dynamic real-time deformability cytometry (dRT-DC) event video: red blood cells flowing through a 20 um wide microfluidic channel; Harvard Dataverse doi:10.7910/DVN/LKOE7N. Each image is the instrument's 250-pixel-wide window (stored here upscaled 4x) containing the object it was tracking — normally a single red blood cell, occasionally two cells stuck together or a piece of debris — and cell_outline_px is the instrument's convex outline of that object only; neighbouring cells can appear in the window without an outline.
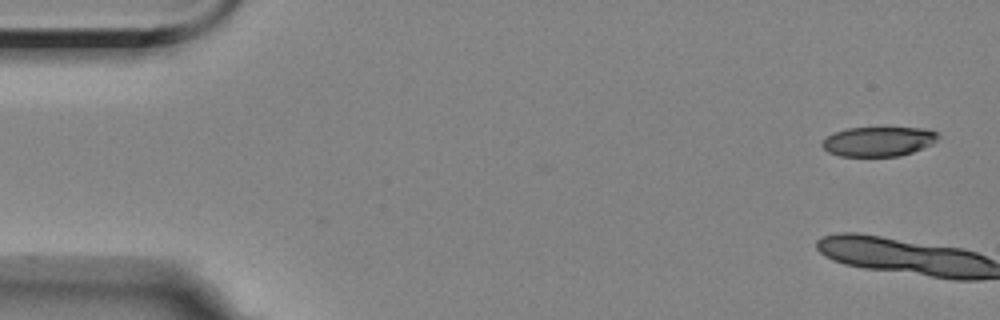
{"species": "Egyptian fruit bat (a non-hibernating species)", "species_latin": "Rousettus aegyptiacus", "temperature_condition": "room temperature", "stored_images_in_passage": 5, "camera_frame_rate_fps": 3000, "um_per_image_px": 0.085, "animal": {"sex": "female"}, "frame": {"image": 1, "passage_image": 1, "time_ms": 0.0, "image_size_px": [1000, 320], "cell_outline_px": [[940, 136], [932, 144], [912, 152], [900, 156], [840, 156], [828, 152], [820, 144], [828, 136], [836, 132], [848, 128], [924, 128], [936, 132]], "centroid_in_image_um": [74.68, 12.03], "position_along_channel_um": 10.3, "area_um2": 19.83}}